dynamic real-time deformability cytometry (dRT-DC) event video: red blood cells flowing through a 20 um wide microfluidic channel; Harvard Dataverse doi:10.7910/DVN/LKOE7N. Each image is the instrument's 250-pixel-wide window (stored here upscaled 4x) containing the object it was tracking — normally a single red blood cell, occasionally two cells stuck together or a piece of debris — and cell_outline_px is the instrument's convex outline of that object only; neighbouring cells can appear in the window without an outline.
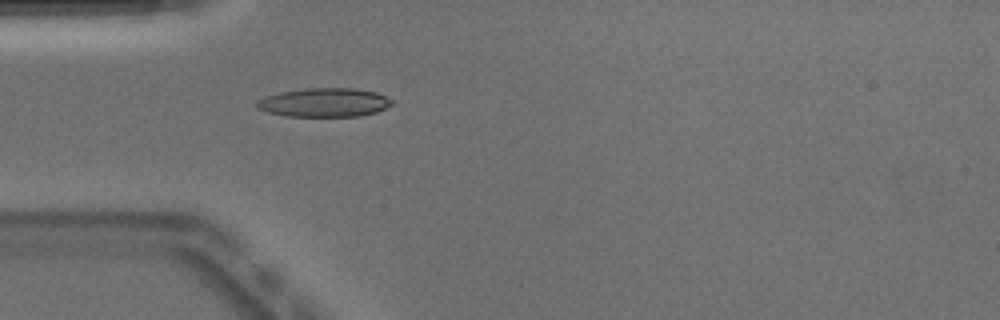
{"species": "Egyptian fruit bat (a non-hibernating species)", "species_latin": "Rousettus aegyptiacus", "temperature_condition": "warm", "stored_images_in_passage": 51, "camera_frame_rate_fps": 3000, "um_per_image_px": 0.085, "animal": {"sex": "male"}, "frame": {"image": 1, "passage_image": 15, "time_ms": 4.667, "image_size_px": [1000, 320], "cell_outline_px": [[392, 104], [376, 112], [360, 116], [284, 116], [268, 112], [256, 108], [256, 100], [264, 96], [280, 92], [304, 88], [356, 88], [376, 92], [392, 100]], "centroid_in_image_um": [27.51, 8.7], "position_along_channel_um": 57.5, "area_um2": 22.77}, "authors_computed_cell_mechanics": {"area_um2": 21.8484, "velocity_mm_per_s": 3.9496, "shape_relaxation_time_tau1_ms": null, "shape_relaxation_time_tau2_ms": 2.8229, "deformation_change_tau1": null, "deformation_change_tau2": 0.1089}}